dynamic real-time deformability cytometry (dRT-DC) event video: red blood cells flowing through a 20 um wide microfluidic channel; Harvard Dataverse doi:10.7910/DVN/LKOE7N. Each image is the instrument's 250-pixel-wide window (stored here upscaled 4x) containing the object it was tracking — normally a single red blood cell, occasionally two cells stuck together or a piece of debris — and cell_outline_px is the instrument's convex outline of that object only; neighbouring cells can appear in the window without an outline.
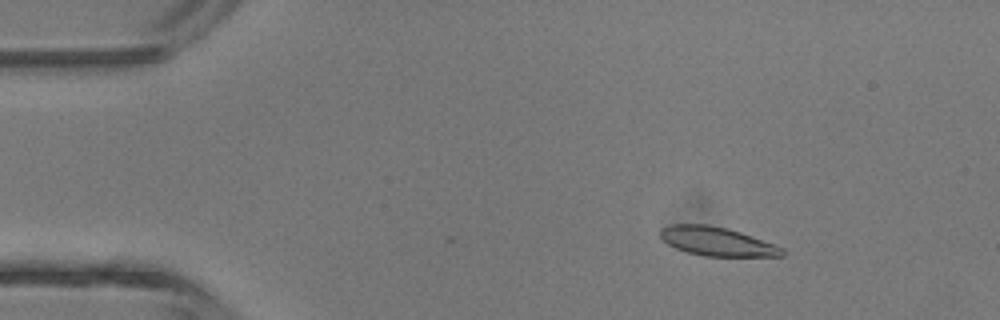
{"species": "common noctule bat (a hibernating species)", "species_latin": "Nyctalus noctula", "temperature_condition": "room temperature", "stored_images_in_passage": 4, "camera_frame_rate_fps": 3000, "um_per_image_px": 0.085, "animal": {"sex": "male", "body_mass_g": 13.3}, "frame": {"image": 1, "passage_image": 2, "time_ms": 1.0, "image_size_px": [1000, 320], "cell_outline_px": [[784, 256], [704, 256], [688, 252], [676, 248], [660, 240], [660, 228], [672, 224], [708, 224], [728, 228], [740, 232], [784, 248]], "centroid_in_image_um": [60.89, 20.51], "position_along_channel_um": 24.1, "area_um2": 20.46}}
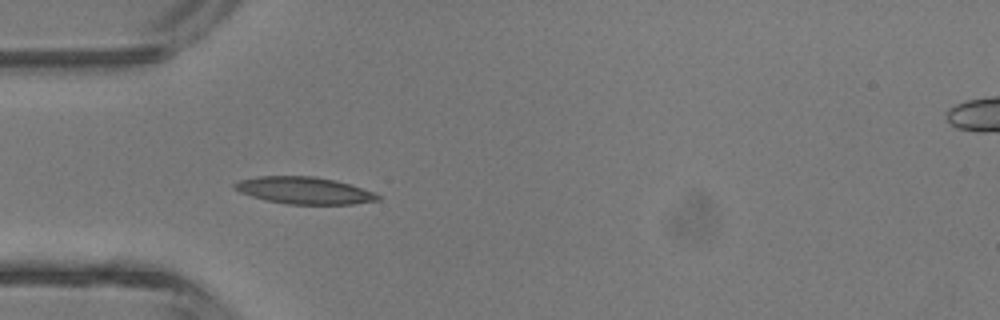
{"frame": {"image": 2, "passage_image": 4, "time_ms": 3.333, "image_size_px": [1000, 320], "cell_outline_px": [[380, 200], [352, 204], [288, 204], [264, 200], [240, 192], [232, 188], [232, 184], [240, 180], [256, 176], [312, 176], [336, 180], [376, 192], [380, 196]], "centroid_in_image_um": [25.85, 16.19], "position_along_channel_um": 59.1, "area_um2": 22.66}}